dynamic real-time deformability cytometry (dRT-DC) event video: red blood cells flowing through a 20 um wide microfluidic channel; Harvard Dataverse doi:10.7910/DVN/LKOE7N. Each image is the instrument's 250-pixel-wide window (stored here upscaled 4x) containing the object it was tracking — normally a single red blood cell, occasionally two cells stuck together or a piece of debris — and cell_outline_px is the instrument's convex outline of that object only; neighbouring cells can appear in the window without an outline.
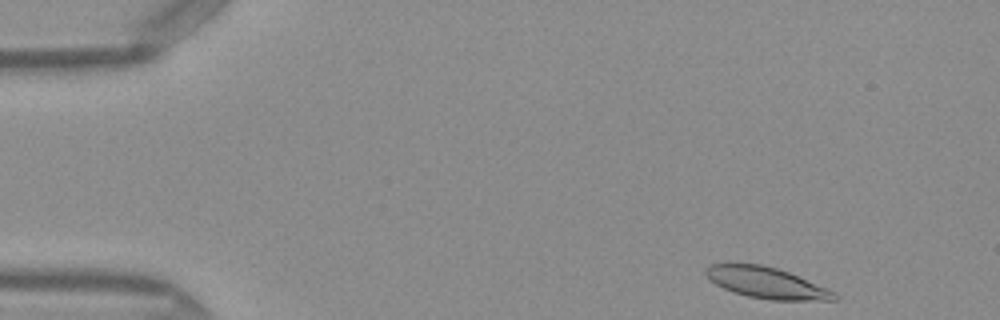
{"species": "Egyptian fruit bat (a non-hibernating species)", "species_latin": "Rousettus aegyptiacus", "temperature_condition": "warm", "stored_images_in_passage": 45, "camera_frame_rate_fps": 3000, "um_per_image_px": 0.085, "frame": {"image": 1, "passage_image": 1, "time_ms": 0.0, "image_size_px": [1000, 320], "cell_outline_px": [[840, 296], [836, 300], [772, 300], [748, 296], [732, 292], [716, 284], [704, 272], [704, 268], [712, 264], [760, 264], [776, 268], [788, 272], [836, 292]], "centroid_in_image_um": [65.17, 24.04], "position_along_channel_um": 19.8, "area_um2": 23.0}}
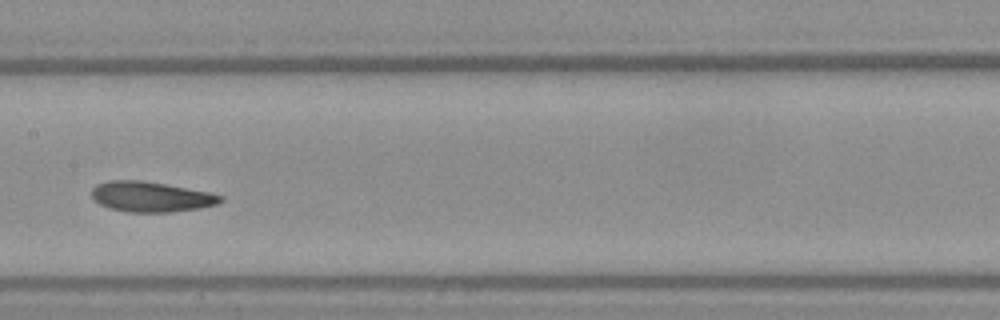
{"frame": {"image": 2, "passage_image": 21, "time_ms": 6.667, "image_size_px": [1000, 320], "cell_outline_px": [[224, 200], [216, 204], [200, 208], [168, 212], [128, 212], [108, 208], [92, 200], [92, 188], [96, 184], [108, 180], [144, 180], [208, 192], [224, 196]], "centroid_in_image_um": [12.79, 16.72], "position_along_channel_um": 194.6, "area_um2": 22.83}}
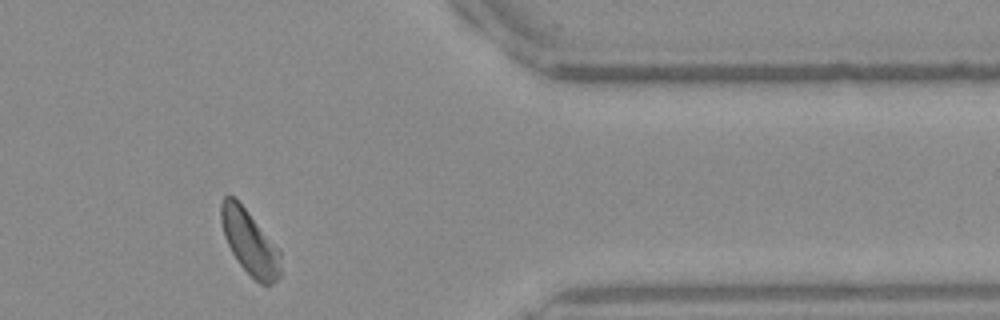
{"frame": {"image": 3, "passage_image": 37, "time_ms": 12.0, "image_size_px": [1000, 320], "cell_outline_px": [[280, 276], [272, 284], [260, 284], [236, 260], [224, 236], [220, 220], [220, 204], [224, 196], [228, 192], [236, 196], [280, 248]], "centroid_in_image_um": [21.21, 20.5], "position_along_channel_um": 390.2, "area_um2": 22.89}, "authors_computed_cell_mechanics": {"area_um2": 22.8888, "velocity_mm_per_s": 4.0505, "shape_relaxation_time_tau1_ms": 2.3672, "shape_relaxation_time_tau2_ms": 2.08, "deformation_change_tau1": 0.1355, "deformation_change_tau2": 0.0963}}